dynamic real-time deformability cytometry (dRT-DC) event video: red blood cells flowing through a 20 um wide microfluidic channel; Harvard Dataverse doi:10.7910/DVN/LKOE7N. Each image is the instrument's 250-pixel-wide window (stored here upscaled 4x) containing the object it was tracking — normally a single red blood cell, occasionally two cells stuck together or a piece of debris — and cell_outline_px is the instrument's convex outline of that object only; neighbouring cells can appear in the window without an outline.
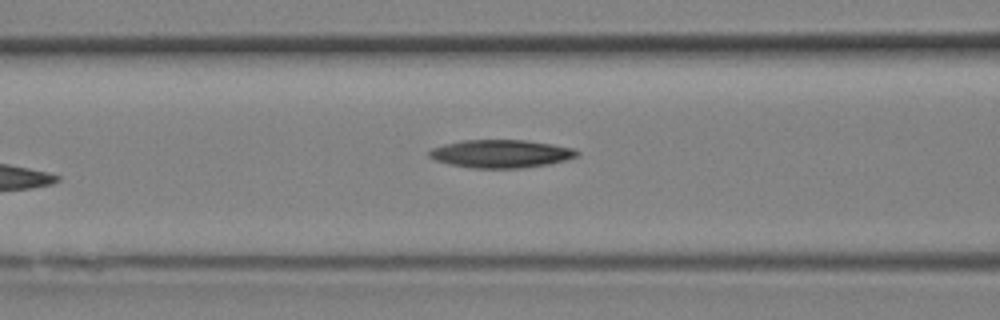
{"species": "Egyptian fruit bat (a non-hibernating species)", "species_latin": "Rousettus aegyptiacus", "temperature_condition": "room temperature", "stored_images_in_passage": 10, "camera_frame_rate_fps": 3000, "um_per_image_px": 0.085, "animal": {"sex": "female"}, "frame": {"image": 1, "passage_image": 10, "time_ms": 3.0, "image_size_px": [1000, 320], "cell_outline_px": [[580, 152], [576, 156], [564, 160], [548, 164], [524, 168], [472, 168], [448, 164], [436, 160], [428, 156], [428, 152], [432, 148], [444, 144], [460, 140], [524, 140], [552, 144], [572, 148]], "centroid_in_image_um": [42.54, 13.07], "position_along_channel_um": 124.1, "area_um2": 24.1}}